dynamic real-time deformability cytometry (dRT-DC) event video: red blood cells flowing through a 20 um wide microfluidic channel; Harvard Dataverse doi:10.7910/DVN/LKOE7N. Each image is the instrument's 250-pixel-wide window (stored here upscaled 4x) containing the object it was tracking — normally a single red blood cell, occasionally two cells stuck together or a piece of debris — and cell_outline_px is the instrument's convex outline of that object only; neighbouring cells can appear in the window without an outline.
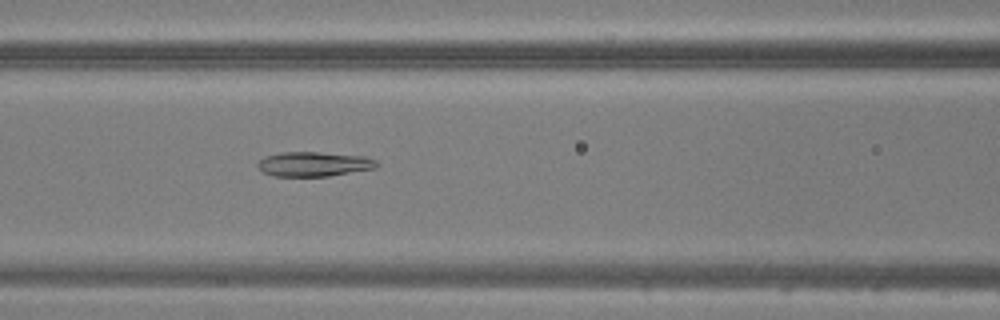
{"species": "common noctule bat (a hibernating species)", "species_latin": "Nyctalus noctula", "temperature_condition": "warm", "stored_images_in_passage": 35, "camera_frame_rate_fps": 3000, "um_per_image_px": 0.085, "animal": {"sex": "male", "body_mass_g": 20.5, "forearm_length_mm": 52.5}, "frame": {"image": 1, "passage_image": 8, "time_ms": 2.333, "image_size_px": [1000, 320], "cell_outline_px": [[380, 164], [376, 168], [328, 176], [276, 176], [264, 172], [256, 164], [264, 156], [280, 152], [320, 152], [364, 156], [376, 160]], "centroid_in_image_um": [26.7, 13.94], "position_along_channel_um": 139.9, "area_um2": 17.05}}
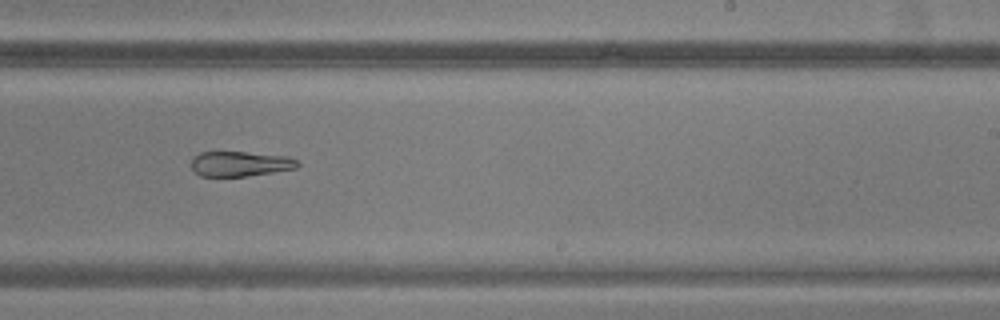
{"frame": {"image": 2, "passage_image": 17, "time_ms": 5.333, "image_size_px": [1000, 320], "cell_outline_px": [[300, 164], [296, 168], [272, 172], [244, 176], [200, 176], [192, 168], [192, 156], [200, 152], [244, 152], [288, 156], [296, 160]], "centroid_in_image_um": [20.39, 13.91], "position_along_channel_um": 268.6, "area_um2": 15.37}}
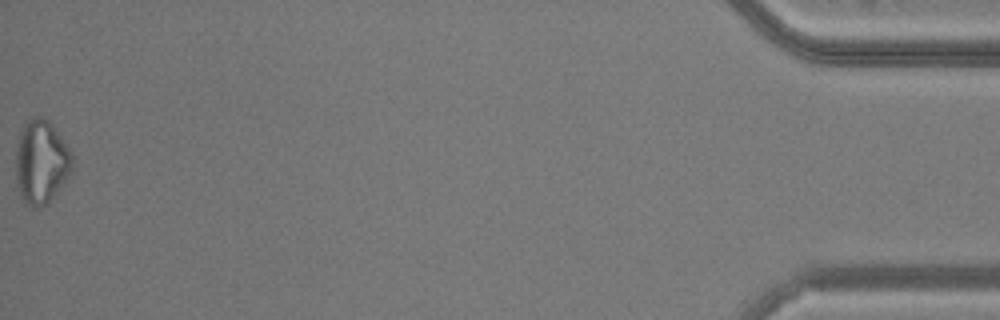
{"frame": {"image": 3, "passage_image": 35, "time_ms": 11.333, "image_size_px": [1000, 320], "cell_outline_px": [[72, 168], [60, 188], [44, 204], [36, 208], [28, 208], [20, 192], [16, 180], [16, 148], [20, 128], [32, 116], [40, 116], [48, 120], [52, 124], [72, 152]], "centroid_in_image_um": [3.48, 13.72], "position_along_channel_um": 431.7, "area_um2": 27.4}}